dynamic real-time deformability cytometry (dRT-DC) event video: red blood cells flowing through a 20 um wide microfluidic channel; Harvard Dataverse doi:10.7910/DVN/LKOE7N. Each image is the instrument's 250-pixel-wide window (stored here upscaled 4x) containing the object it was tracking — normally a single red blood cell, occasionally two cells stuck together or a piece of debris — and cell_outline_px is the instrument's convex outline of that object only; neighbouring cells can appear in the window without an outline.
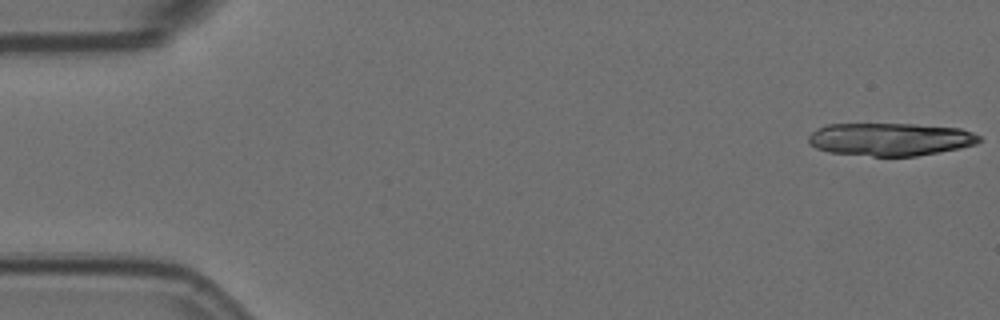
{"species": "Egyptian fruit bat (a non-hibernating species)", "species_latin": "Rousettus aegyptiacus", "temperature_condition": "room temperature", "stored_images_in_passage": 15, "camera_frame_rate_fps": 3000, "um_per_image_px": 0.085, "animal": {"sex": "female"}, "frame": {"image": 1, "passage_image": 1, "time_ms": 0.0, "image_size_px": [1000, 320], "cell_outline_px": [[980, 140], [976, 144], [960, 148], [916, 156], [872, 156], [828, 152], [816, 148], [808, 144], [808, 136], [816, 128], [828, 124], [916, 124], [960, 128], [972, 132], [980, 136]], "centroid_in_image_um": [75.64, 11.83], "position_along_channel_um": 9.4, "area_um2": 32.83}}